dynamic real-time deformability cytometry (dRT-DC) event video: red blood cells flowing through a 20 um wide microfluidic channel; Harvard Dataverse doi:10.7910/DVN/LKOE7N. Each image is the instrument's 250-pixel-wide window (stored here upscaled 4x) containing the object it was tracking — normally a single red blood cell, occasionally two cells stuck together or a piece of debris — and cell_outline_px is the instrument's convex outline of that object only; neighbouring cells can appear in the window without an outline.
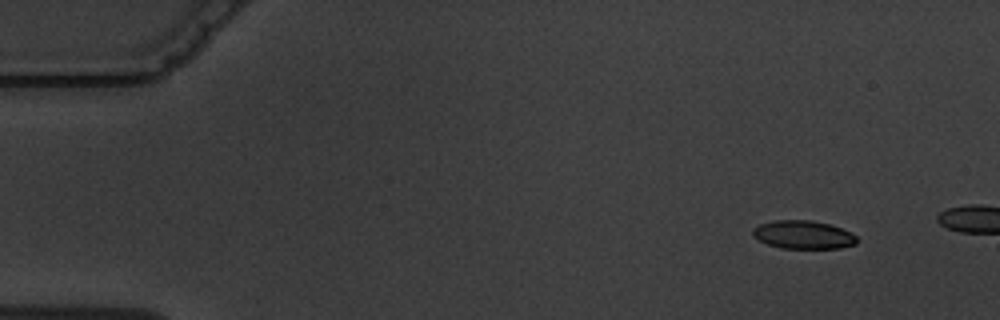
{"species": "common noctule bat (a hibernating species)", "species_latin": "Nyctalus noctula", "temperature_condition": "warm", "stored_images_in_passage": 4, "camera_frame_rate_fps": 3000, "um_per_image_px": 0.085, "animal": {"sex": "male", "body_mass_g": 19.5, "forearm_length_mm": 54.6}, "frame": {"image": 1, "passage_image": 1, "time_ms": 0.0, "image_size_px": [1000, 320], "cell_outline_px": [[856, 244], [840, 248], [780, 248], [768, 244], [752, 236], [752, 228], [760, 224], [776, 220], [812, 220], [828, 224], [840, 228], [856, 236]], "centroid_in_image_um": [68.24, 19.95], "position_along_channel_um": 16.8, "area_um2": 16.99}}